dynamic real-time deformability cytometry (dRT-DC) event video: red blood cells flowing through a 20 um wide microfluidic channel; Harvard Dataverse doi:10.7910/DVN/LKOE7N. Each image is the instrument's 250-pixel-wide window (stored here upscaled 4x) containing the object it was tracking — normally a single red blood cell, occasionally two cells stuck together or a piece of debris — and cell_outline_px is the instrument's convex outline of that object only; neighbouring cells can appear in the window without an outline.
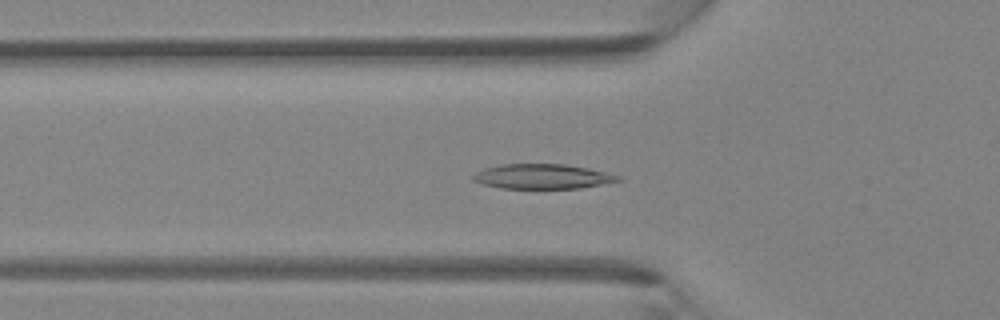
{"species": "Egyptian fruit bat (a non-hibernating species)", "species_latin": "Rousettus aegyptiacus", "temperature_condition": "room temperature", "stored_images_in_passage": 45, "camera_frame_rate_fps": 3000, "um_per_image_px": 0.085, "animal": {"sex": "female"}, "frame": {"image": 1, "passage_image": 15, "time_ms": 4.667, "image_size_px": [1000, 320], "cell_outline_px": [[624, 180], [580, 188], [500, 188], [480, 184], [472, 180], [472, 176], [476, 172], [484, 168], [500, 164], [564, 164], [588, 168], [620, 176]], "centroid_in_image_um": [46.07, 15.0], "position_along_channel_um": 79.7, "area_um2": 20.98}}
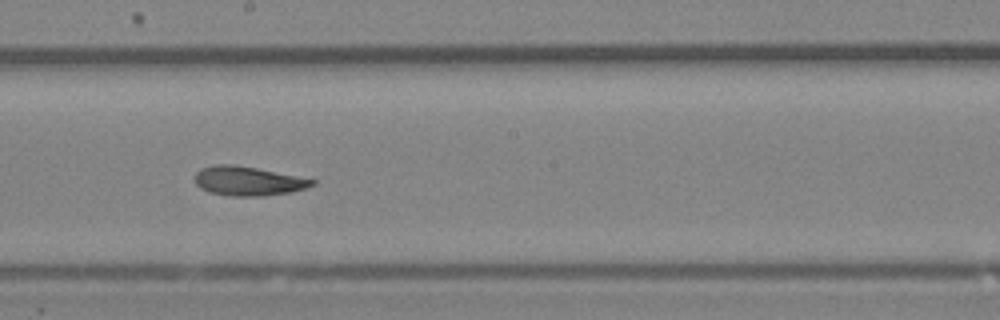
{"frame": {"image": 2, "passage_image": 25, "time_ms": 8.0, "image_size_px": [1000, 320], "cell_outline_px": [[316, 184], [292, 192], [264, 196], [232, 196], [208, 192], [200, 188], [196, 184], [196, 172], [200, 168], [216, 164], [236, 164], [316, 180]], "centroid_in_image_um": [21.06, 15.39], "position_along_channel_um": 227.1, "area_um2": 19.94}}
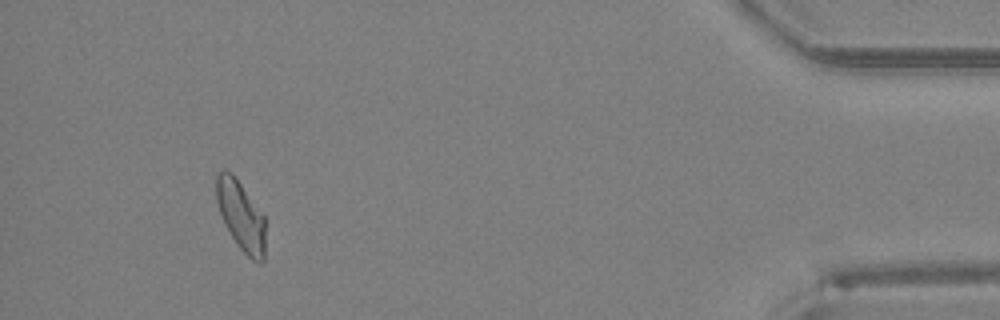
{"frame": {"image": 3, "passage_image": 42, "time_ms": 13.667, "image_size_px": [1000, 320], "cell_outline_px": [[264, 260], [260, 264], [252, 260], [236, 244], [224, 224], [216, 200], [216, 172], [224, 168], [232, 172], [264, 216]], "centroid_in_image_um": [20.45, 18.31], "position_along_channel_um": 414.8, "area_um2": 19.88}}